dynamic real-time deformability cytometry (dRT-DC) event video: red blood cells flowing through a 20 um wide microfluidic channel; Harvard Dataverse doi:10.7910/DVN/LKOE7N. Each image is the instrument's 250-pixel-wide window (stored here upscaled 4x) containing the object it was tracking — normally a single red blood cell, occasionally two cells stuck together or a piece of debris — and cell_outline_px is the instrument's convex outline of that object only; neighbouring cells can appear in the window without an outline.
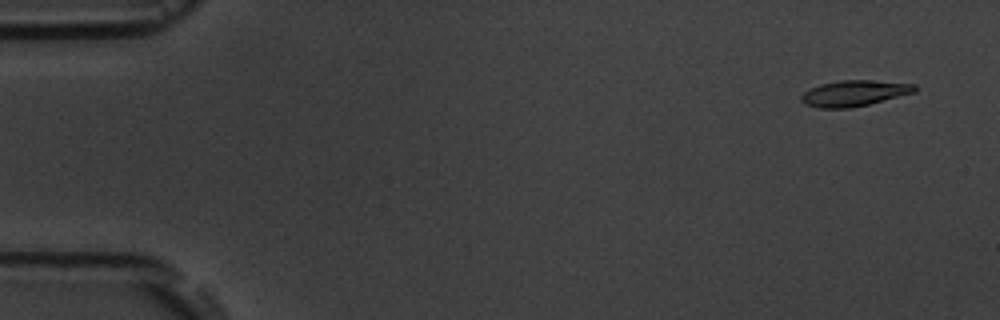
{"species": "common noctule bat (a hibernating species)", "species_latin": "Nyctalus noctula", "temperature_condition": "room temperature", "stored_images_in_passage": 4, "camera_frame_rate_fps": 3000, "um_per_image_px": 0.085, "animal": {"sex": "male", "body_mass_g": 19.5, "forearm_length_mm": 54.6}, "frame": {"image": 1, "passage_image": 1, "time_ms": 0.0, "image_size_px": [1000, 320], "cell_outline_px": [[916, 92], [868, 104], [848, 108], [820, 108], [804, 104], [800, 100], [800, 96], [804, 92], [820, 84], [840, 80], [868, 80], [916, 84]], "centroid_in_image_um": [72.59, 7.92], "position_along_channel_um": 12.4, "area_um2": 16.99}}
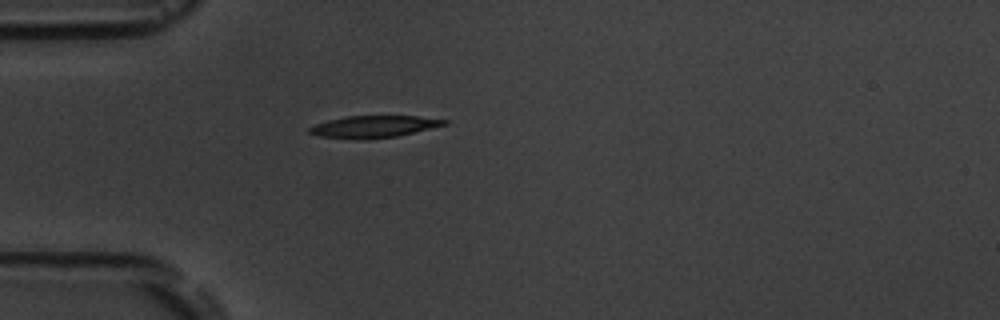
{"frame": {"image": 2, "passage_image": 4, "time_ms": 4.333, "image_size_px": [1000, 320], "cell_outline_px": [[448, 124], [396, 136], [356, 140], [320, 136], [308, 132], [308, 128], [316, 124], [328, 120], [348, 116], [416, 116], [448, 120]], "centroid_in_image_um": [31.75, 10.76], "position_along_channel_um": 53.3, "area_um2": 17.05}}